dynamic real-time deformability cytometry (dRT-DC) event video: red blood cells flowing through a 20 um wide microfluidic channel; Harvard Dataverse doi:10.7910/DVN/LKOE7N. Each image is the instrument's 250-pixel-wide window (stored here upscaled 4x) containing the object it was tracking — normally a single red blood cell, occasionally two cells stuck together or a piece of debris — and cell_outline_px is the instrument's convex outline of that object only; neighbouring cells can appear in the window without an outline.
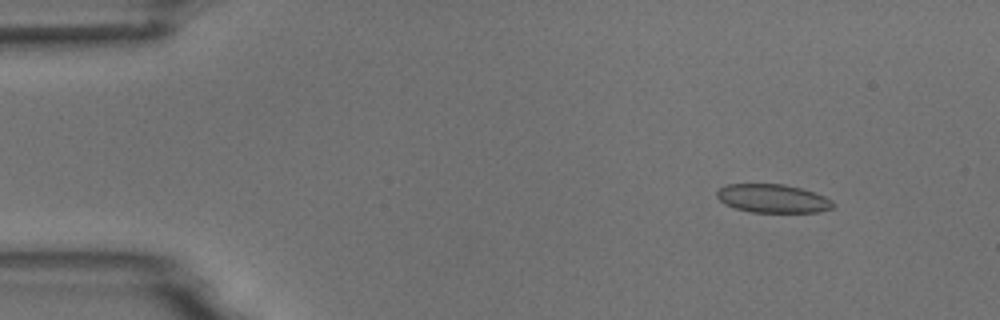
{"species": "common noctule bat (a hibernating species)", "species_latin": "Nyctalus noctula", "temperature_condition": "room temperature", "stored_images_in_passage": 5, "camera_frame_rate_fps": 3000, "um_per_image_px": 0.085, "animal": {"sex": "male", "body_mass_g": 18.8}, "frame": {"image": 1, "passage_image": 2, "time_ms": 1.333, "image_size_px": [1000, 320], "cell_outline_px": [[836, 204], [832, 208], [820, 212], [752, 212], [736, 208], [724, 204], [716, 196], [716, 192], [724, 184], [784, 184], [800, 188], [824, 196], [832, 200]], "centroid_in_image_um": [65.68, 16.87], "position_along_channel_um": 19.3, "area_um2": 19.31}}
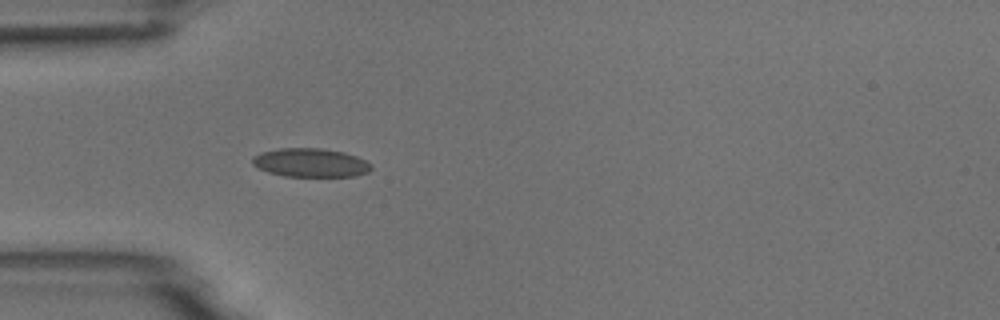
{"frame": {"image": 2, "passage_image": 5, "time_ms": 4.667, "image_size_px": [1000, 320], "cell_outline_px": [[372, 168], [368, 172], [356, 176], [284, 176], [268, 172], [256, 168], [252, 164], [252, 156], [260, 152], [280, 148], [320, 148], [344, 152], [356, 156], [372, 164]], "centroid_in_image_um": [26.37, 13.83], "position_along_channel_um": 58.6, "area_um2": 20.0}}